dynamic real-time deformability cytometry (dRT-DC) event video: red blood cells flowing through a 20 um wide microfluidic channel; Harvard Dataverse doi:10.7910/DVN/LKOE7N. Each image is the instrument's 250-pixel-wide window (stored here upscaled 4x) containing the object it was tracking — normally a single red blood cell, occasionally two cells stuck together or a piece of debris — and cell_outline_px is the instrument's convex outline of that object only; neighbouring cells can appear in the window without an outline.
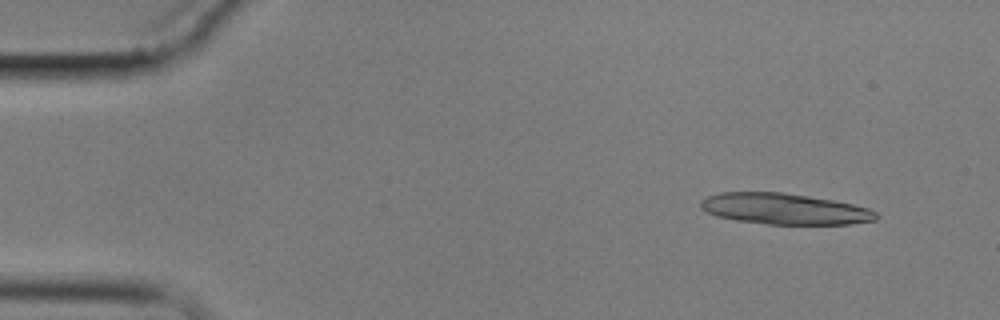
{"species": "common noctule bat (a hibernating species)", "species_latin": "Nyctalus noctula", "temperature_condition": "cold", "stored_images_in_passage": 11, "camera_frame_rate_fps": 3000, "um_per_image_px": 0.085, "animal": {"sex": "male", "body_mass_g": 17.9}, "frame": {"image": 1, "passage_image": 2, "time_ms": 1.0, "image_size_px": [1000, 320], "cell_outline_px": [[880, 216], [876, 220], [852, 224], [768, 224], [736, 220], [716, 216], [700, 208], [700, 200], [708, 196], [720, 192], [784, 192], [832, 200], [852, 204], [868, 208], [876, 212]], "centroid_in_image_um": [66.68, 17.75], "position_along_channel_um": 18.3, "area_um2": 31.73}}
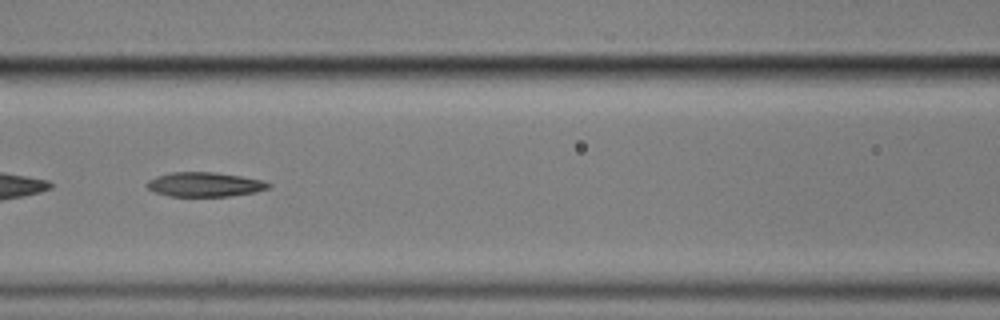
{"frame": {"image": 2, "passage_image": 7, "time_ms": 7.667, "image_size_px": [1000, 320], "cell_outline_px": [[272, 184], [268, 188], [256, 192], [228, 196], [168, 196], [156, 192], [148, 188], [144, 184], [148, 180], [156, 176], [172, 172], [216, 172], [264, 180]], "centroid_in_image_um": [17.39, 15.67], "position_along_channel_um": 149.2, "area_um2": 17.34}}
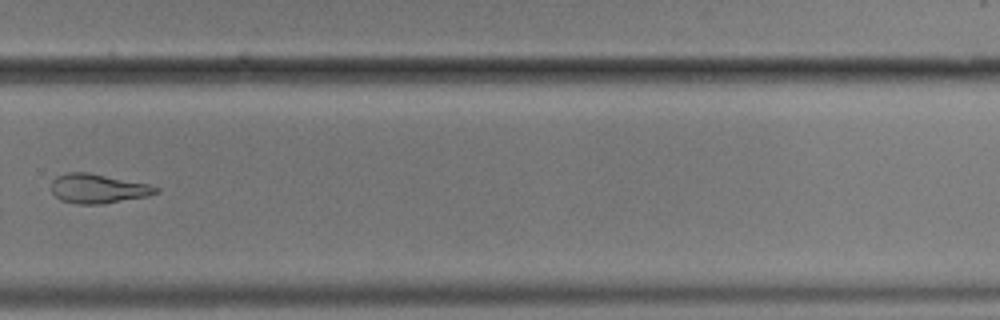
{"frame": {"image": 3, "passage_image": 11, "time_ms": 12.667, "image_size_px": [1000, 320], "cell_outline_px": [[160, 192], [148, 196], [104, 204], [76, 204], [60, 200], [52, 192], [52, 180], [56, 176], [64, 172], [88, 172], [148, 184], [160, 188]], "centroid_in_image_um": [8.33, 16.03], "position_along_channel_um": 321.5, "area_um2": 18.03}}